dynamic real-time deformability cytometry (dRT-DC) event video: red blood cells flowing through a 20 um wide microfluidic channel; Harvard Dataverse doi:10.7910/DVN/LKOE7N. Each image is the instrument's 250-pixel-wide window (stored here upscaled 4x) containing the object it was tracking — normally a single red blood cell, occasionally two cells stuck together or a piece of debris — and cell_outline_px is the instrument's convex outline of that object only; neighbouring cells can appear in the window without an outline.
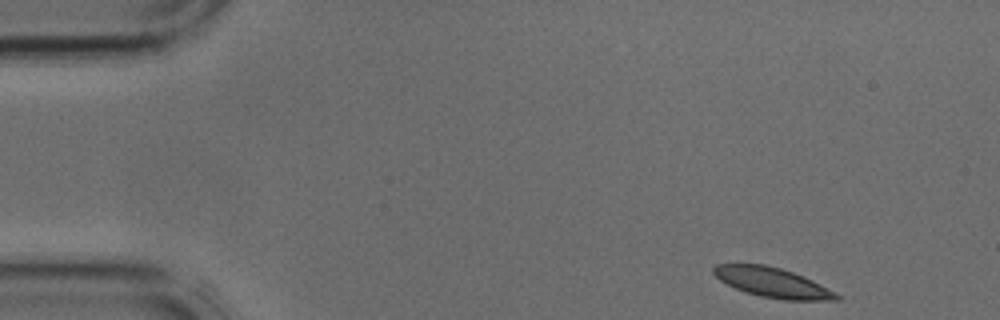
{"species": "common noctule bat (a hibernating species)", "species_latin": "Nyctalus noctula", "temperature_condition": "cold", "stored_images_in_passage": 33, "camera_frame_rate_fps": 3000, "um_per_image_px": 0.085, "animal": {"sex": "male", "body_mass_g": 17.9, "forearm_length_mm": 54.2}, "frame": {"image": 1, "passage_image": 1, "time_ms": 0.0, "image_size_px": [1000, 320], "cell_outline_px": [[840, 300], [784, 300], [760, 296], [744, 292], [720, 280], [712, 272], [712, 268], [716, 264], [764, 264], [780, 268], [804, 276], [836, 292], [840, 296]], "centroid_in_image_um": [65.67, 24.01], "position_along_channel_um": 19.3, "area_um2": 21.27}}
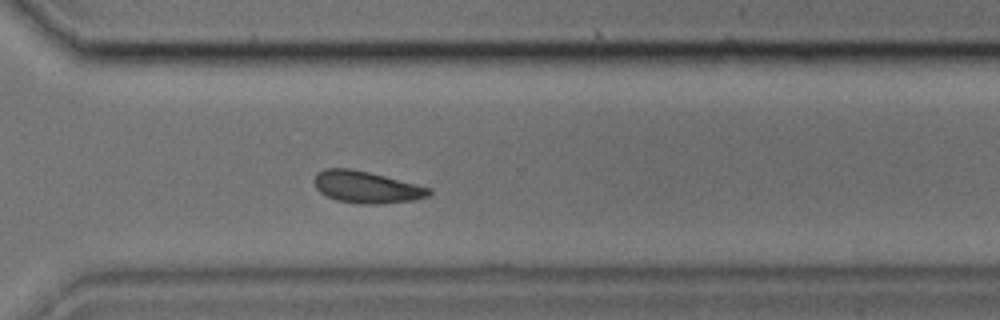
{"frame": {"image": 2, "passage_image": 27, "time_ms": 8.667, "image_size_px": [1000, 320], "cell_outline_px": [[432, 192], [428, 196], [412, 200], [380, 204], [360, 204], [336, 200], [320, 192], [316, 188], [312, 180], [324, 168], [352, 168], [432, 188]], "centroid_in_image_um": [31.14, 15.9], "position_along_channel_um": 339.5, "area_um2": 21.21}}
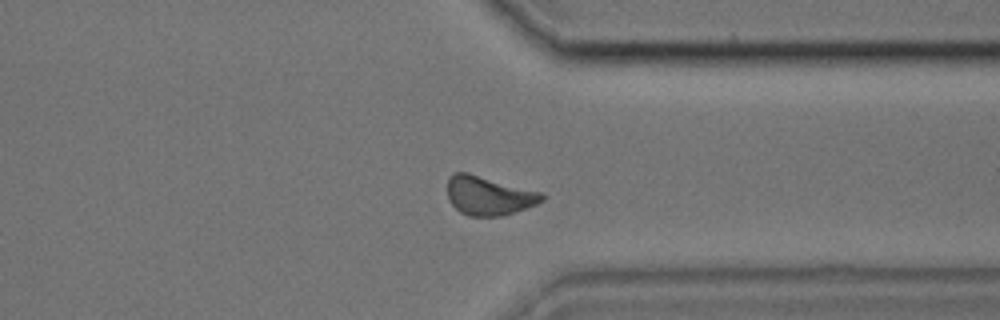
{"frame": {"image": 3, "passage_image": 29, "time_ms": 9.333, "image_size_px": [1000, 320], "cell_outline_px": [[544, 200], [536, 204], [500, 216], [468, 216], [460, 212], [448, 200], [448, 176], [452, 172], [468, 172], [544, 192]], "centroid_in_image_um": [41.53, 16.6], "position_along_channel_um": 369.9, "area_um2": 21.62}}